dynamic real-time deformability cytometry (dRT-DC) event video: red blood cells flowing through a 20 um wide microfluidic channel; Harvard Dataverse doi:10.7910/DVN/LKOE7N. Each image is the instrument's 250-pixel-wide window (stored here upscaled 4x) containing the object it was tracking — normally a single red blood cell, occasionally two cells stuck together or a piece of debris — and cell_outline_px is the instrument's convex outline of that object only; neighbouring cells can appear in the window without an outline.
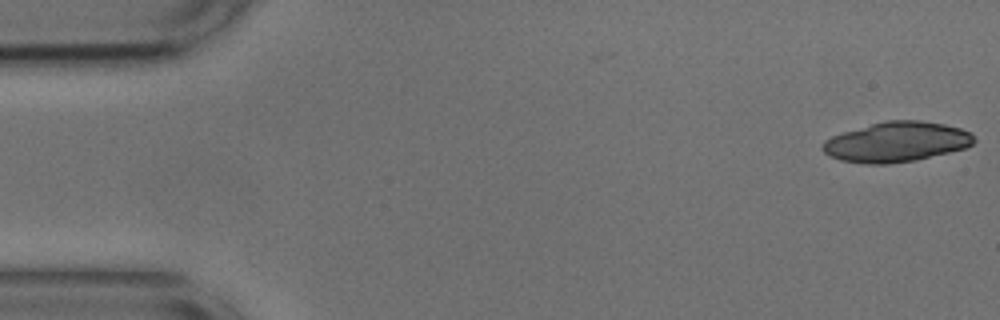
{"species": "common noctule bat (a hibernating species)", "species_latin": "Nyctalus noctula", "temperature_condition": "cold", "stored_images_in_passage": 29, "camera_frame_rate_fps": 3000, "um_per_image_px": 0.085, "animal": {"sex": "male", "body_mass_g": 17.9, "forearm_length_mm": 54.2}, "frame": {"image": 1, "passage_image": 1, "time_ms": 0.0, "image_size_px": [1000, 320], "cell_outline_px": [[976, 140], [972, 144], [964, 148], [916, 160], [888, 164], [864, 164], [840, 160], [824, 152], [820, 148], [824, 140], [832, 136], [844, 132], [872, 124], [888, 120], [920, 120], [944, 124], [960, 128], [972, 132]], "centroid_in_image_um": [76.21, 12.07], "position_along_channel_um": 8.8, "area_um2": 35.2}}